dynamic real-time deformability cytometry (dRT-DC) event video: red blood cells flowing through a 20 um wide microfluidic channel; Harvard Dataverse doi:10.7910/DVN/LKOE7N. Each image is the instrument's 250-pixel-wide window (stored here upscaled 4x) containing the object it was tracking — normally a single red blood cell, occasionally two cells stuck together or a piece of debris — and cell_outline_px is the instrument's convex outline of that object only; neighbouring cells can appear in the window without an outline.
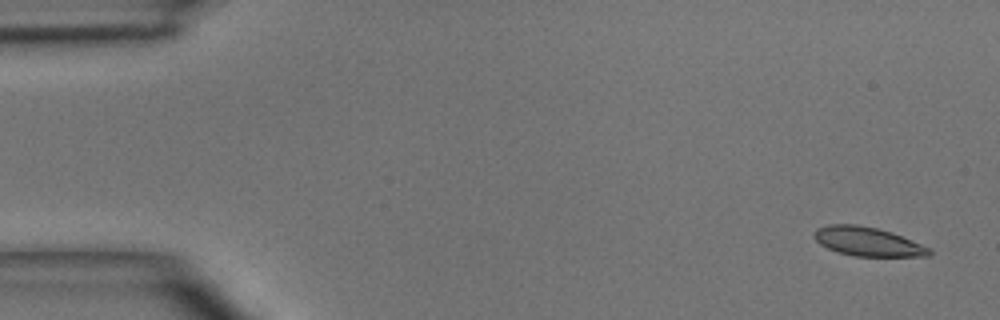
{"species": "common noctule bat (a hibernating species)", "species_latin": "Nyctalus noctula", "temperature_condition": "room temperature", "stored_images_in_passage": 5, "camera_frame_rate_fps": 3000, "um_per_image_px": 0.085, "animal": {"sex": "male", "body_mass_g": 15.6}, "frame": {"image": 1, "passage_image": 1, "time_ms": 0.0, "image_size_px": [1000, 320], "cell_outline_px": [[932, 252], [928, 256], [856, 256], [836, 252], [820, 244], [812, 236], [816, 228], [828, 224], [856, 224], [876, 228], [892, 232], [932, 248]], "centroid_in_image_um": [73.74, 20.53], "position_along_channel_um": 11.3, "area_um2": 19.54}}
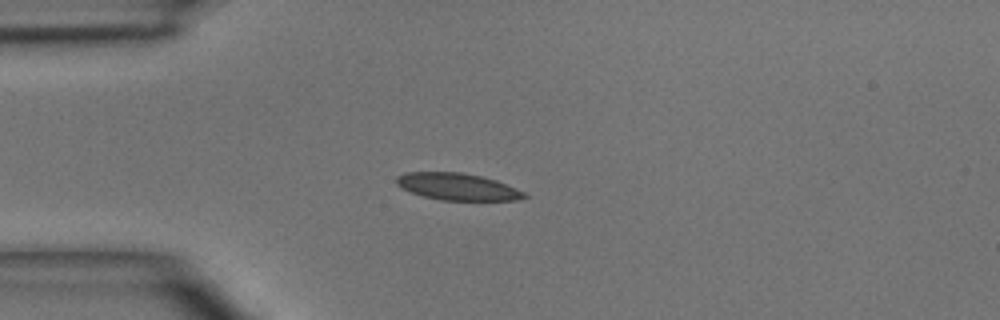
{"frame": {"image": 2, "passage_image": 4, "time_ms": 3.333, "image_size_px": [1000, 320], "cell_outline_px": [[528, 196], [516, 200], [440, 200], [424, 196], [400, 188], [396, 184], [396, 176], [404, 172], [460, 172], [480, 176], [496, 180], [516, 188], [524, 192]], "centroid_in_image_um": [38.85, 15.86], "position_along_channel_um": 46.2, "area_um2": 20.0}}